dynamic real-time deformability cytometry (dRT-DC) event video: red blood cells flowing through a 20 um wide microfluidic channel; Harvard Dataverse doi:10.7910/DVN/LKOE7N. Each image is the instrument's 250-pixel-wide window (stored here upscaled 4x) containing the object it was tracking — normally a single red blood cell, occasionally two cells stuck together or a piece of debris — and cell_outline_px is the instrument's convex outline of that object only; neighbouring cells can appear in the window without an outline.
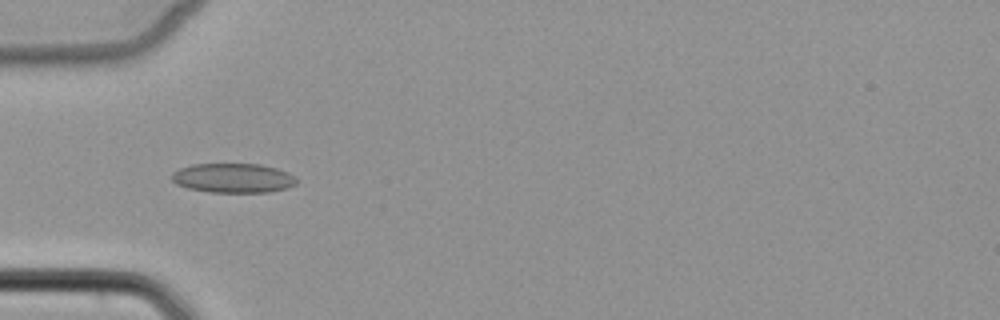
{"species": "common noctule bat (a hibernating species)", "species_latin": "Nyctalus noctula", "temperature_condition": "cold", "stored_images_in_passage": 6, "camera_frame_rate_fps": 3000, "um_per_image_px": 0.085, "animal": {"sex": "female", "body_mass_g": 22.7, "forearm_length_mm": 54.2}, "frame": {"image": 1, "passage_image": 4, "time_ms": 4.333, "image_size_px": [1000, 320], "cell_outline_px": [[300, 180], [296, 184], [284, 188], [268, 192], [208, 192], [188, 188], [176, 184], [172, 180], [172, 172], [180, 168], [192, 164], [260, 164], [276, 168], [288, 172], [296, 176]], "centroid_in_image_um": [19.83, 15.13], "position_along_channel_um": 65.2, "area_um2": 21.5}}
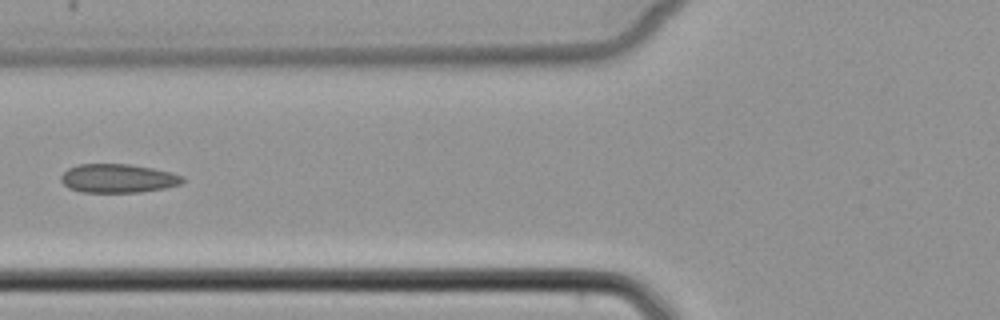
{"frame": {"image": 2, "passage_image": 5, "time_ms": 5.667, "image_size_px": [1000, 320], "cell_outline_px": [[184, 180], [180, 184], [164, 188], [140, 192], [80, 192], [68, 188], [60, 180], [60, 176], [68, 168], [76, 164], [128, 164], [152, 168], [172, 172], [184, 176]], "centroid_in_image_um": [10.01, 15.16], "position_along_channel_um": 115.8, "area_um2": 20.46}}
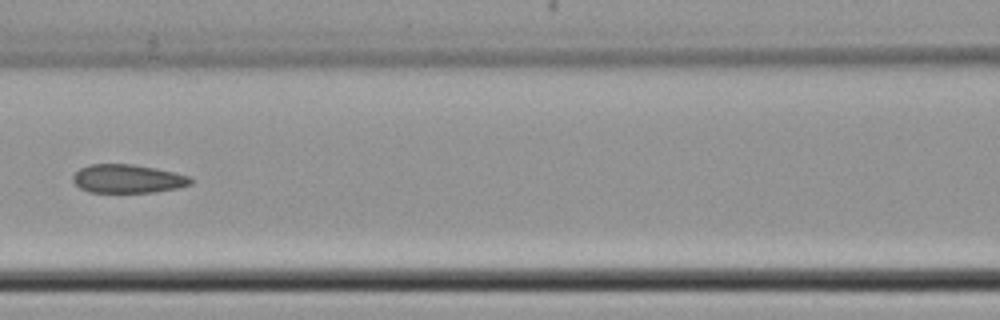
{"frame": {"image": 3, "passage_image": 6, "time_ms": 6.667, "image_size_px": [1000, 320], "cell_outline_px": [[192, 184], [176, 188], [156, 192], [88, 192], [80, 188], [72, 180], [72, 176], [80, 168], [88, 164], [132, 164], [156, 168], [176, 172], [188, 176], [192, 180]], "centroid_in_image_um": [10.84, 15.19], "position_along_channel_um": 155.8, "area_um2": 19.65}}